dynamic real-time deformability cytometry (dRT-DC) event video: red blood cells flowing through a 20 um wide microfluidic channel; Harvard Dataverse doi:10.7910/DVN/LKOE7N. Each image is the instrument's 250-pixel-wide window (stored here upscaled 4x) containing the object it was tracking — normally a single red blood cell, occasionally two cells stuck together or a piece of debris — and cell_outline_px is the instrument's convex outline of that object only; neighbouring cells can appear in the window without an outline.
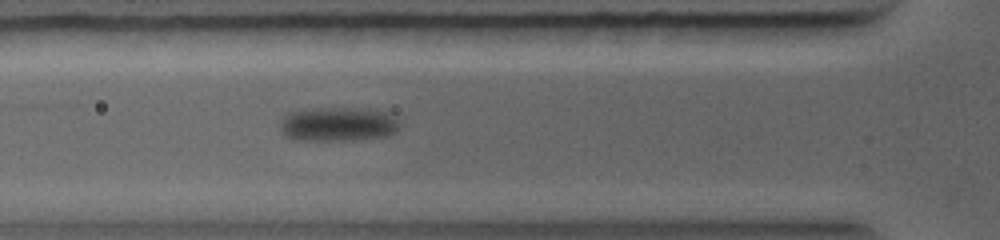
{"species": "common noctule bat (a hibernating species)", "species_latin": "Nyctalus noctula", "temperature_condition": "warm", "stored_images_in_passage": 29, "camera_frame_rate_fps": 5000, "um_per_image_px": 0.085, "animal": {"sex": "female", "body_mass_g": 19.0, "forearm_length_mm": 56.7}, "frame": {"image": 1, "passage_image": 4, "time_ms": 1.6, "image_size_px": [1000, 240], "cell_outline_px": [[400, 124], [392, 132], [384, 136], [344, 140], [296, 140], [288, 136], [280, 128], [280, 120], [284, 112], [304, 108], [376, 108], [392, 112]], "centroid_in_image_um": [28.7, 10.5], "position_along_channel_um": 97.1, "area_um2": 24.22}}
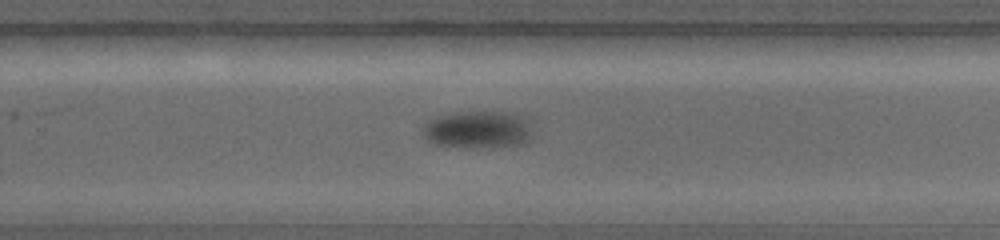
{"frame": {"image": 2, "passage_image": 12, "time_ms": 5.6, "image_size_px": [1000, 240], "cell_outline_px": [[532, 132], [528, 140], [520, 144], [472, 148], [436, 144], [428, 140], [420, 132], [420, 128], [424, 124], [440, 116], [456, 112], [512, 112], [524, 116]], "centroid_in_image_um": [40.6, 11.01], "position_along_channel_um": 289.2, "area_um2": 23.76}}
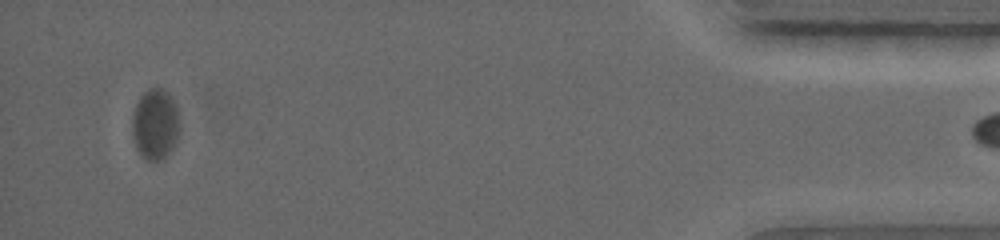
{"frame": {"image": 3, "passage_image": 28, "time_ms": 10.4, "image_size_px": [1000, 240], "cell_outline_px": [[180, 128], [176, 140], [168, 156], [156, 164], [148, 160], [136, 148], [132, 136], [132, 116], [136, 104], [140, 96], [148, 88], [164, 88], [168, 92], [176, 104]], "centroid_in_image_um": [13.2, 10.57], "position_along_channel_um": 422.0, "area_um2": 19.94}}